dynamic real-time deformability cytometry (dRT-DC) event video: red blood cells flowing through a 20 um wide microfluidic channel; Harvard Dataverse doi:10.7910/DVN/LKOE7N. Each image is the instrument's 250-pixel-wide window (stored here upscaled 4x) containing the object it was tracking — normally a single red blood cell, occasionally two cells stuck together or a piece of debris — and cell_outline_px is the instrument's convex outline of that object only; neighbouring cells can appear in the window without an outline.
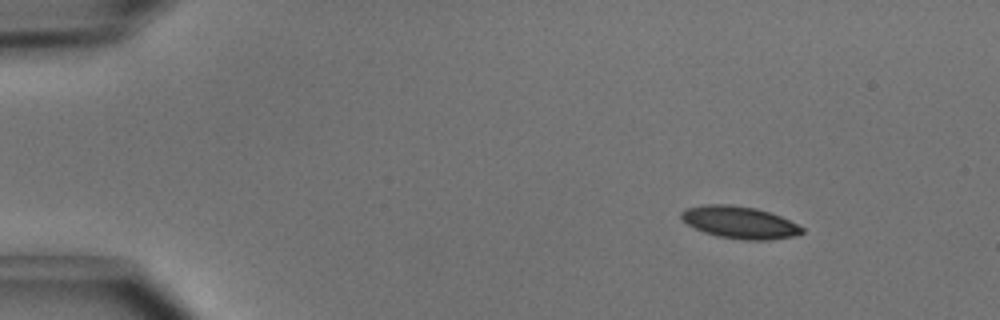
{"species": "common noctule bat (a hibernating species)", "species_latin": "Nyctalus noctula", "temperature_condition": "cold", "stored_images_in_passage": 3, "camera_frame_rate_fps": 3000, "um_per_image_px": 0.085, "animal": {"sex": "male", "body_mass_g": 15.6}, "frame": {"image": 1, "passage_image": 1, "time_ms": 0.0, "image_size_px": [1000, 320], "cell_outline_px": [[804, 232], [792, 236], [764, 240], [744, 240], [716, 236], [704, 232], [688, 224], [680, 216], [680, 212], [688, 208], [704, 204], [728, 204], [756, 208], [780, 216], [804, 228]], "centroid_in_image_um": [62.84, 18.9], "position_along_channel_um": 22.2, "area_um2": 22.37}}
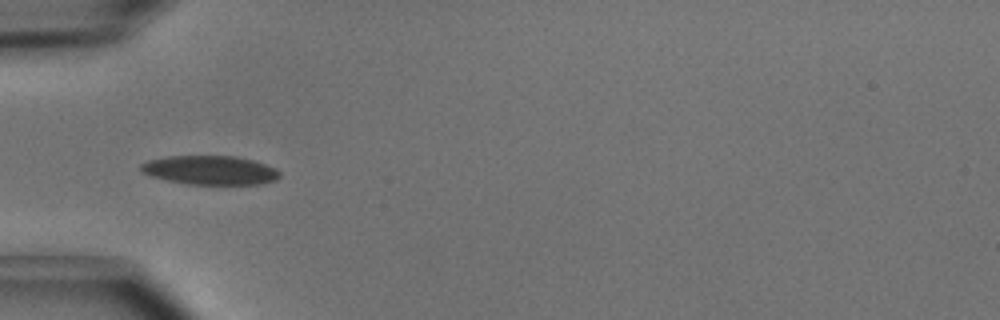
{"frame": {"image": 2, "passage_image": 3, "time_ms": 0.667, "image_size_px": [1000, 320], "cell_outline_px": [[280, 176], [276, 180], [264, 184], [188, 184], [168, 180], [152, 176], [144, 172], [140, 168], [140, 164], [148, 160], [168, 156], [236, 156], [252, 160], [276, 168], [280, 172]], "centroid_in_image_um": [17.89, 14.46], "position_along_channel_um": 67.1, "area_um2": 23.35}}